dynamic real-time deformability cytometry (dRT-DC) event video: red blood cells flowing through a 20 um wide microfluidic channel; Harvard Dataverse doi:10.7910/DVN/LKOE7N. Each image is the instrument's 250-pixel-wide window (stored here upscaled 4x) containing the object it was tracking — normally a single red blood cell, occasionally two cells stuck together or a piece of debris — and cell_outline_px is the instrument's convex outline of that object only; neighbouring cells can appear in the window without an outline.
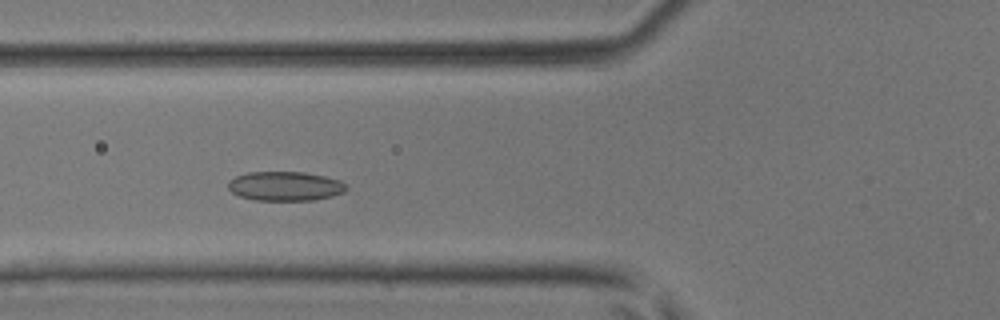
{"species": "common noctule bat (a hibernating species)", "species_latin": "Nyctalus noctula", "temperature_condition": "room temperature", "stored_images_in_passage": 24, "camera_frame_rate_fps": 3000, "um_per_image_px": 0.085, "animal": {"sex": "male", "body_mass_g": 17.9, "forearm_length_mm": 54.2}, "frame": {"image": 1, "passage_image": 5, "time_ms": 1.333, "image_size_px": [1000, 320], "cell_outline_px": [[348, 188], [344, 192], [332, 196], [312, 200], [256, 200], [240, 196], [232, 192], [228, 188], [228, 180], [236, 176], [248, 172], [304, 172], [324, 176], [340, 180], [348, 184]], "centroid_in_image_um": [24.26, 15.81], "position_along_channel_um": 101.5, "area_um2": 20.23}}
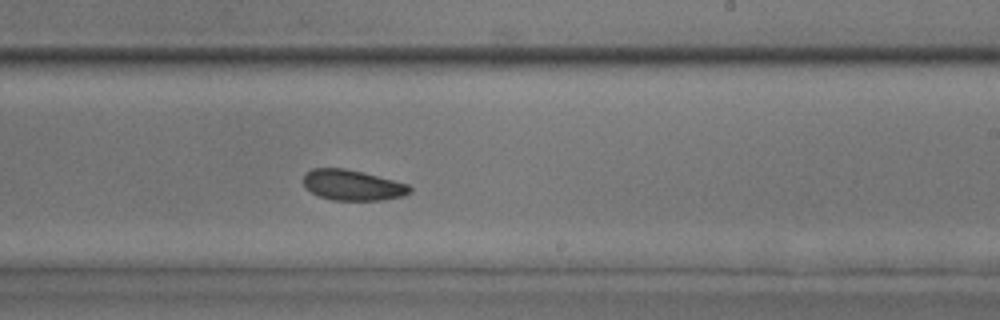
{"frame": {"image": 2, "passage_image": 16, "time_ms": 5.0, "image_size_px": [1000, 320], "cell_outline_px": [[412, 192], [404, 196], [384, 200], [332, 200], [320, 196], [312, 192], [304, 184], [304, 176], [312, 168], [344, 168], [364, 172], [408, 184], [412, 188]], "centroid_in_image_um": [30.02, 15.74], "position_along_channel_um": 259.0, "area_um2": 18.9}}
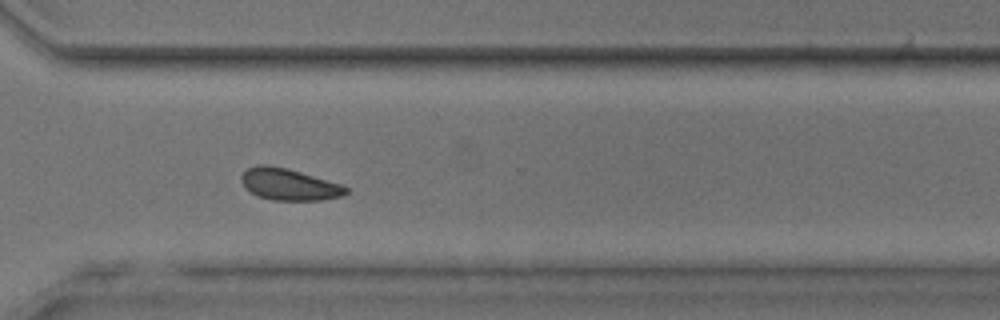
{"frame": {"image": 3, "passage_image": 22, "time_ms": 7.0, "image_size_px": [1000, 320], "cell_outline_px": [[348, 192], [344, 196], [320, 200], [272, 200], [256, 196], [244, 188], [240, 180], [240, 176], [248, 168], [256, 164], [268, 164], [288, 168], [340, 184], [348, 188]], "centroid_in_image_um": [24.52, 15.67], "position_along_channel_um": 346.1, "area_um2": 19.54}}